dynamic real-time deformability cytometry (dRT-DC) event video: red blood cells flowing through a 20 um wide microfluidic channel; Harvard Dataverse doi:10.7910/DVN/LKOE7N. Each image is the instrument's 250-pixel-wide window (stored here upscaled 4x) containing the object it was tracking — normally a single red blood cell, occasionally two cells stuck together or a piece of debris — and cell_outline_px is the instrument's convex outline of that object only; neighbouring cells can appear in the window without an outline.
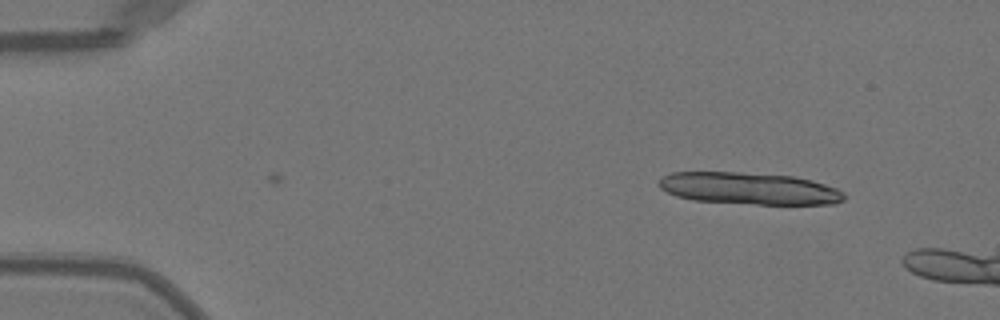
{"species": "Egyptian fruit bat (a non-hibernating species)", "species_latin": "Rousettus aegyptiacus", "temperature_condition": "warm", "stored_images_in_passage": 5, "camera_frame_rate_fps": 3000, "um_per_image_px": 0.085, "animal": {"sex": "female"}, "frame": {"image": 1, "passage_image": 5, "time_ms": 1.333, "image_size_px": [1000, 320], "cell_outline_px": [[844, 200], [836, 204], [756, 204], [692, 200], [676, 196], [660, 188], [660, 180], [664, 176], [672, 172], [740, 172], [792, 176], [812, 180], [836, 188], [844, 192]], "centroid_in_image_um": [63.7, 16.02], "position_along_channel_um": 21.3, "area_um2": 34.39}}